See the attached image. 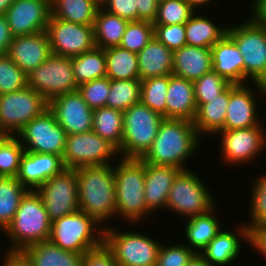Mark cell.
I'll list each match as a JSON object with an SVG mask.
<instances>
[{"instance_id": "obj_1", "label": "cell", "mask_w": 266, "mask_h": 266, "mask_svg": "<svg viewBox=\"0 0 266 266\" xmlns=\"http://www.w3.org/2000/svg\"><path fill=\"white\" fill-rule=\"evenodd\" d=\"M201 143L192 121L164 118L153 144L140 159L153 165L190 169L187 160L198 154Z\"/></svg>"}, {"instance_id": "obj_2", "label": "cell", "mask_w": 266, "mask_h": 266, "mask_svg": "<svg viewBox=\"0 0 266 266\" xmlns=\"http://www.w3.org/2000/svg\"><path fill=\"white\" fill-rule=\"evenodd\" d=\"M79 210L104 228L116 219L114 164L76 169Z\"/></svg>"}, {"instance_id": "obj_3", "label": "cell", "mask_w": 266, "mask_h": 266, "mask_svg": "<svg viewBox=\"0 0 266 266\" xmlns=\"http://www.w3.org/2000/svg\"><path fill=\"white\" fill-rule=\"evenodd\" d=\"M115 164L116 218L123 219L127 226L139 227L137 224H143L144 218L154 216L144 198L145 162L136 158H120Z\"/></svg>"}, {"instance_id": "obj_4", "label": "cell", "mask_w": 266, "mask_h": 266, "mask_svg": "<svg viewBox=\"0 0 266 266\" xmlns=\"http://www.w3.org/2000/svg\"><path fill=\"white\" fill-rule=\"evenodd\" d=\"M51 225L52 221L40 195L34 190H29L21 199L11 223L3 233H0H5L4 236L9 241V247L5 246V250L22 252L31 245L49 241Z\"/></svg>"}, {"instance_id": "obj_5", "label": "cell", "mask_w": 266, "mask_h": 266, "mask_svg": "<svg viewBox=\"0 0 266 266\" xmlns=\"http://www.w3.org/2000/svg\"><path fill=\"white\" fill-rule=\"evenodd\" d=\"M201 178L192 168L181 170L173 181L165 211L187 220L213 209L218 204L217 198Z\"/></svg>"}, {"instance_id": "obj_6", "label": "cell", "mask_w": 266, "mask_h": 266, "mask_svg": "<svg viewBox=\"0 0 266 266\" xmlns=\"http://www.w3.org/2000/svg\"><path fill=\"white\" fill-rule=\"evenodd\" d=\"M250 16V17H249ZM229 24L227 35L235 42L244 60V76L251 83L266 82V27L251 15ZM248 18V19H247ZM237 24V25H236Z\"/></svg>"}, {"instance_id": "obj_7", "label": "cell", "mask_w": 266, "mask_h": 266, "mask_svg": "<svg viewBox=\"0 0 266 266\" xmlns=\"http://www.w3.org/2000/svg\"><path fill=\"white\" fill-rule=\"evenodd\" d=\"M113 226L104 228L103 242L113 253L118 266H156L162 243L155 236L152 238L149 233L133 229L121 231Z\"/></svg>"}, {"instance_id": "obj_8", "label": "cell", "mask_w": 266, "mask_h": 266, "mask_svg": "<svg viewBox=\"0 0 266 266\" xmlns=\"http://www.w3.org/2000/svg\"><path fill=\"white\" fill-rule=\"evenodd\" d=\"M103 240L104 227L80 210L52 221L49 241L63 250L83 255Z\"/></svg>"}, {"instance_id": "obj_9", "label": "cell", "mask_w": 266, "mask_h": 266, "mask_svg": "<svg viewBox=\"0 0 266 266\" xmlns=\"http://www.w3.org/2000/svg\"><path fill=\"white\" fill-rule=\"evenodd\" d=\"M164 117L141 101L123 112L120 158L140 159L153 144Z\"/></svg>"}, {"instance_id": "obj_10", "label": "cell", "mask_w": 266, "mask_h": 266, "mask_svg": "<svg viewBox=\"0 0 266 266\" xmlns=\"http://www.w3.org/2000/svg\"><path fill=\"white\" fill-rule=\"evenodd\" d=\"M263 123L249 128L222 130L214 136H217L214 139L220 137L217 148L223 164L226 162L230 168H241L242 164L245 166L257 163L258 158L266 151V127Z\"/></svg>"}, {"instance_id": "obj_11", "label": "cell", "mask_w": 266, "mask_h": 266, "mask_svg": "<svg viewBox=\"0 0 266 266\" xmlns=\"http://www.w3.org/2000/svg\"><path fill=\"white\" fill-rule=\"evenodd\" d=\"M119 157L118 149L93 130L67 135L62 154L65 167L71 169L115 164Z\"/></svg>"}, {"instance_id": "obj_12", "label": "cell", "mask_w": 266, "mask_h": 266, "mask_svg": "<svg viewBox=\"0 0 266 266\" xmlns=\"http://www.w3.org/2000/svg\"><path fill=\"white\" fill-rule=\"evenodd\" d=\"M49 108V101L30 87L0 95V130L16 136Z\"/></svg>"}, {"instance_id": "obj_13", "label": "cell", "mask_w": 266, "mask_h": 266, "mask_svg": "<svg viewBox=\"0 0 266 266\" xmlns=\"http://www.w3.org/2000/svg\"><path fill=\"white\" fill-rule=\"evenodd\" d=\"M28 87L48 101L78 90L71 57L51 54L40 66L27 74Z\"/></svg>"}, {"instance_id": "obj_14", "label": "cell", "mask_w": 266, "mask_h": 266, "mask_svg": "<svg viewBox=\"0 0 266 266\" xmlns=\"http://www.w3.org/2000/svg\"><path fill=\"white\" fill-rule=\"evenodd\" d=\"M260 95L266 99V88L263 84H231L224 130L259 126L263 122L259 115V100H257L259 97L262 99Z\"/></svg>"}, {"instance_id": "obj_15", "label": "cell", "mask_w": 266, "mask_h": 266, "mask_svg": "<svg viewBox=\"0 0 266 266\" xmlns=\"http://www.w3.org/2000/svg\"><path fill=\"white\" fill-rule=\"evenodd\" d=\"M35 191L40 195L51 221L79 210L76 169L65 168Z\"/></svg>"}, {"instance_id": "obj_16", "label": "cell", "mask_w": 266, "mask_h": 266, "mask_svg": "<svg viewBox=\"0 0 266 266\" xmlns=\"http://www.w3.org/2000/svg\"><path fill=\"white\" fill-rule=\"evenodd\" d=\"M16 136L25 151L62 156L67 134L57 123L54 114L47 109L26 124Z\"/></svg>"}, {"instance_id": "obj_17", "label": "cell", "mask_w": 266, "mask_h": 266, "mask_svg": "<svg viewBox=\"0 0 266 266\" xmlns=\"http://www.w3.org/2000/svg\"><path fill=\"white\" fill-rule=\"evenodd\" d=\"M46 32L51 52L57 56L74 57L96 47L93 25H83L50 16Z\"/></svg>"}, {"instance_id": "obj_18", "label": "cell", "mask_w": 266, "mask_h": 266, "mask_svg": "<svg viewBox=\"0 0 266 266\" xmlns=\"http://www.w3.org/2000/svg\"><path fill=\"white\" fill-rule=\"evenodd\" d=\"M4 16L13 37L45 31L51 16V0H15Z\"/></svg>"}, {"instance_id": "obj_19", "label": "cell", "mask_w": 266, "mask_h": 266, "mask_svg": "<svg viewBox=\"0 0 266 266\" xmlns=\"http://www.w3.org/2000/svg\"><path fill=\"white\" fill-rule=\"evenodd\" d=\"M48 109L67 135L92 130L93 109L83 100L78 90L51 99Z\"/></svg>"}, {"instance_id": "obj_20", "label": "cell", "mask_w": 266, "mask_h": 266, "mask_svg": "<svg viewBox=\"0 0 266 266\" xmlns=\"http://www.w3.org/2000/svg\"><path fill=\"white\" fill-rule=\"evenodd\" d=\"M231 229L222 228L200 255L212 266H234L239 261L243 245L248 243V227L240 222ZM244 243V244H242ZM237 260V261H236Z\"/></svg>"}, {"instance_id": "obj_21", "label": "cell", "mask_w": 266, "mask_h": 266, "mask_svg": "<svg viewBox=\"0 0 266 266\" xmlns=\"http://www.w3.org/2000/svg\"><path fill=\"white\" fill-rule=\"evenodd\" d=\"M62 156L25 151L20 160L17 180L28 190H37L48 179L65 169Z\"/></svg>"}, {"instance_id": "obj_22", "label": "cell", "mask_w": 266, "mask_h": 266, "mask_svg": "<svg viewBox=\"0 0 266 266\" xmlns=\"http://www.w3.org/2000/svg\"><path fill=\"white\" fill-rule=\"evenodd\" d=\"M51 54L49 37L45 30L32 35L13 37L6 55L28 74Z\"/></svg>"}, {"instance_id": "obj_23", "label": "cell", "mask_w": 266, "mask_h": 266, "mask_svg": "<svg viewBox=\"0 0 266 266\" xmlns=\"http://www.w3.org/2000/svg\"><path fill=\"white\" fill-rule=\"evenodd\" d=\"M181 169L173 166L145 163L144 198L147 208L155 212L166 208V203L173 181Z\"/></svg>"}, {"instance_id": "obj_24", "label": "cell", "mask_w": 266, "mask_h": 266, "mask_svg": "<svg viewBox=\"0 0 266 266\" xmlns=\"http://www.w3.org/2000/svg\"><path fill=\"white\" fill-rule=\"evenodd\" d=\"M212 69L231 84L251 83L244 76V60L235 42L226 34L211 48Z\"/></svg>"}, {"instance_id": "obj_25", "label": "cell", "mask_w": 266, "mask_h": 266, "mask_svg": "<svg viewBox=\"0 0 266 266\" xmlns=\"http://www.w3.org/2000/svg\"><path fill=\"white\" fill-rule=\"evenodd\" d=\"M219 206L217 204L209 212L183 221L185 225L182 226L184 227L182 236H185L186 240L185 242L183 239V243L195 253L200 254L224 227L222 221L218 220L220 219L218 215L221 214L217 210Z\"/></svg>"}, {"instance_id": "obj_26", "label": "cell", "mask_w": 266, "mask_h": 266, "mask_svg": "<svg viewBox=\"0 0 266 266\" xmlns=\"http://www.w3.org/2000/svg\"><path fill=\"white\" fill-rule=\"evenodd\" d=\"M196 110L194 83L174 74L169 75L166 94V118L193 121Z\"/></svg>"}, {"instance_id": "obj_27", "label": "cell", "mask_w": 266, "mask_h": 266, "mask_svg": "<svg viewBox=\"0 0 266 266\" xmlns=\"http://www.w3.org/2000/svg\"><path fill=\"white\" fill-rule=\"evenodd\" d=\"M211 70V48L185 45L173 51L174 75L194 82Z\"/></svg>"}, {"instance_id": "obj_28", "label": "cell", "mask_w": 266, "mask_h": 266, "mask_svg": "<svg viewBox=\"0 0 266 266\" xmlns=\"http://www.w3.org/2000/svg\"><path fill=\"white\" fill-rule=\"evenodd\" d=\"M140 80L173 74V51L155 37L139 52Z\"/></svg>"}, {"instance_id": "obj_29", "label": "cell", "mask_w": 266, "mask_h": 266, "mask_svg": "<svg viewBox=\"0 0 266 266\" xmlns=\"http://www.w3.org/2000/svg\"><path fill=\"white\" fill-rule=\"evenodd\" d=\"M228 102L229 87L210 102L196 104L197 110L192 122L201 139L206 136L214 137L218 132L224 130ZM202 136L204 137L202 138Z\"/></svg>"}, {"instance_id": "obj_30", "label": "cell", "mask_w": 266, "mask_h": 266, "mask_svg": "<svg viewBox=\"0 0 266 266\" xmlns=\"http://www.w3.org/2000/svg\"><path fill=\"white\" fill-rule=\"evenodd\" d=\"M196 11L185 24L186 44L189 46L212 48L226 34L228 24H217L205 12ZM221 25V26H220Z\"/></svg>"}, {"instance_id": "obj_31", "label": "cell", "mask_w": 266, "mask_h": 266, "mask_svg": "<svg viewBox=\"0 0 266 266\" xmlns=\"http://www.w3.org/2000/svg\"><path fill=\"white\" fill-rule=\"evenodd\" d=\"M22 253L32 266H81L82 254L63 250L50 241L39 242L24 249Z\"/></svg>"}, {"instance_id": "obj_32", "label": "cell", "mask_w": 266, "mask_h": 266, "mask_svg": "<svg viewBox=\"0 0 266 266\" xmlns=\"http://www.w3.org/2000/svg\"><path fill=\"white\" fill-rule=\"evenodd\" d=\"M128 22L100 6L93 25L96 47L107 49L119 46Z\"/></svg>"}, {"instance_id": "obj_33", "label": "cell", "mask_w": 266, "mask_h": 266, "mask_svg": "<svg viewBox=\"0 0 266 266\" xmlns=\"http://www.w3.org/2000/svg\"><path fill=\"white\" fill-rule=\"evenodd\" d=\"M100 0H51V15L68 22L94 25Z\"/></svg>"}, {"instance_id": "obj_34", "label": "cell", "mask_w": 266, "mask_h": 266, "mask_svg": "<svg viewBox=\"0 0 266 266\" xmlns=\"http://www.w3.org/2000/svg\"><path fill=\"white\" fill-rule=\"evenodd\" d=\"M106 76L110 80L140 79L137 53L121 46L105 49Z\"/></svg>"}, {"instance_id": "obj_35", "label": "cell", "mask_w": 266, "mask_h": 266, "mask_svg": "<svg viewBox=\"0 0 266 266\" xmlns=\"http://www.w3.org/2000/svg\"><path fill=\"white\" fill-rule=\"evenodd\" d=\"M92 130L119 151L123 135V112L109 107L94 109Z\"/></svg>"}, {"instance_id": "obj_36", "label": "cell", "mask_w": 266, "mask_h": 266, "mask_svg": "<svg viewBox=\"0 0 266 266\" xmlns=\"http://www.w3.org/2000/svg\"><path fill=\"white\" fill-rule=\"evenodd\" d=\"M71 59L78 86L106 76L105 49L95 47Z\"/></svg>"}, {"instance_id": "obj_37", "label": "cell", "mask_w": 266, "mask_h": 266, "mask_svg": "<svg viewBox=\"0 0 266 266\" xmlns=\"http://www.w3.org/2000/svg\"><path fill=\"white\" fill-rule=\"evenodd\" d=\"M29 190L15 177H0V232L11 223L21 199Z\"/></svg>"}, {"instance_id": "obj_38", "label": "cell", "mask_w": 266, "mask_h": 266, "mask_svg": "<svg viewBox=\"0 0 266 266\" xmlns=\"http://www.w3.org/2000/svg\"><path fill=\"white\" fill-rule=\"evenodd\" d=\"M141 80H110L106 107L124 112L140 102Z\"/></svg>"}, {"instance_id": "obj_39", "label": "cell", "mask_w": 266, "mask_h": 266, "mask_svg": "<svg viewBox=\"0 0 266 266\" xmlns=\"http://www.w3.org/2000/svg\"><path fill=\"white\" fill-rule=\"evenodd\" d=\"M250 184L248 217L243 223L250 228L266 227V172L263 175L254 176ZM251 197V199H250ZM250 211V212H249Z\"/></svg>"}, {"instance_id": "obj_40", "label": "cell", "mask_w": 266, "mask_h": 266, "mask_svg": "<svg viewBox=\"0 0 266 266\" xmlns=\"http://www.w3.org/2000/svg\"><path fill=\"white\" fill-rule=\"evenodd\" d=\"M169 75L147 78L141 81L140 101L166 118V94Z\"/></svg>"}, {"instance_id": "obj_41", "label": "cell", "mask_w": 266, "mask_h": 266, "mask_svg": "<svg viewBox=\"0 0 266 266\" xmlns=\"http://www.w3.org/2000/svg\"><path fill=\"white\" fill-rule=\"evenodd\" d=\"M196 12L185 0H159L157 15L153 24L185 25Z\"/></svg>"}, {"instance_id": "obj_42", "label": "cell", "mask_w": 266, "mask_h": 266, "mask_svg": "<svg viewBox=\"0 0 266 266\" xmlns=\"http://www.w3.org/2000/svg\"><path fill=\"white\" fill-rule=\"evenodd\" d=\"M25 150L17 136H7L0 144V177H17Z\"/></svg>"}, {"instance_id": "obj_43", "label": "cell", "mask_w": 266, "mask_h": 266, "mask_svg": "<svg viewBox=\"0 0 266 266\" xmlns=\"http://www.w3.org/2000/svg\"><path fill=\"white\" fill-rule=\"evenodd\" d=\"M154 37V24L149 21L128 22L119 46L139 53Z\"/></svg>"}, {"instance_id": "obj_44", "label": "cell", "mask_w": 266, "mask_h": 266, "mask_svg": "<svg viewBox=\"0 0 266 266\" xmlns=\"http://www.w3.org/2000/svg\"><path fill=\"white\" fill-rule=\"evenodd\" d=\"M193 83L196 104L210 102L211 99L216 98L231 85L227 79L213 69Z\"/></svg>"}, {"instance_id": "obj_45", "label": "cell", "mask_w": 266, "mask_h": 266, "mask_svg": "<svg viewBox=\"0 0 266 266\" xmlns=\"http://www.w3.org/2000/svg\"><path fill=\"white\" fill-rule=\"evenodd\" d=\"M27 86V74L6 54L0 55V95L17 92Z\"/></svg>"}, {"instance_id": "obj_46", "label": "cell", "mask_w": 266, "mask_h": 266, "mask_svg": "<svg viewBox=\"0 0 266 266\" xmlns=\"http://www.w3.org/2000/svg\"><path fill=\"white\" fill-rule=\"evenodd\" d=\"M78 92L91 109L106 107L110 92V79L105 76L78 86Z\"/></svg>"}, {"instance_id": "obj_47", "label": "cell", "mask_w": 266, "mask_h": 266, "mask_svg": "<svg viewBox=\"0 0 266 266\" xmlns=\"http://www.w3.org/2000/svg\"><path fill=\"white\" fill-rule=\"evenodd\" d=\"M171 244L166 241L161 244L156 266H186L196 254L182 242L176 240Z\"/></svg>"}, {"instance_id": "obj_48", "label": "cell", "mask_w": 266, "mask_h": 266, "mask_svg": "<svg viewBox=\"0 0 266 266\" xmlns=\"http://www.w3.org/2000/svg\"><path fill=\"white\" fill-rule=\"evenodd\" d=\"M154 37L171 51H176L186 44L185 25L154 24Z\"/></svg>"}, {"instance_id": "obj_49", "label": "cell", "mask_w": 266, "mask_h": 266, "mask_svg": "<svg viewBox=\"0 0 266 266\" xmlns=\"http://www.w3.org/2000/svg\"><path fill=\"white\" fill-rule=\"evenodd\" d=\"M101 7L116 16L130 21H138L136 0H100Z\"/></svg>"}, {"instance_id": "obj_50", "label": "cell", "mask_w": 266, "mask_h": 266, "mask_svg": "<svg viewBox=\"0 0 266 266\" xmlns=\"http://www.w3.org/2000/svg\"><path fill=\"white\" fill-rule=\"evenodd\" d=\"M81 266H118L111 250L103 242L82 256Z\"/></svg>"}, {"instance_id": "obj_51", "label": "cell", "mask_w": 266, "mask_h": 266, "mask_svg": "<svg viewBox=\"0 0 266 266\" xmlns=\"http://www.w3.org/2000/svg\"><path fill=\"white\" fill-rule=\"evenodd\" d=\"M249 248L255 249V253H260L266 261V227H257L248 229Z\"/></svg>"}, {"instance_id": "obj_52", "label": "cell", "mask_w": 266, "mask_h": 266, "mask_svg": "<svg viewBox=\"0 0 266 266\" xmlns=\"http://www.w3.org/2000/svg\"><path fill=\"white\" fill-rule=\"evenodd\" d=\"M159 0H136V7L138 9V21L154 22Z\"/></svg>"}, {"instance_id": "obj_53", "label": "cell", "mask_w": 266, "mask_h": 266, "mask_svg": "<svg viewBox=\"0 0 266 266\" xmlns=\"http://www.w3.org/2000/svg\"><path fill=\"white\" fill-rule=\"evenodd\" d=\"M1 266H32L30 261L22 252L3 251Z\"/></svg>"}, {"instance_id": "obj_54", "label": "cell", "mask_w": 266, "mask_h": 266, "mask_svg": "<svg viewBox=\"0 0 266 266\" xmlns=\"http://www.w3.org/2000/svg\"><path fill=\"white\" fill-rule=\"evenodd\" d=\"M13 35L4 15H0V55L7 54Z\"/></svg>"}, {"instance_id": "obj_55", "label": "cell", "mask_w": 266, "mask_h": 266, "mask_svg": "<svg viewBox=\"0 0 266 266\" xmlns=\"http://www.w3.org/2000/svg\"><path fill=\"white\" fill-rule=\"evenodd\" d=\"M250 7V15L260 24L266 27V0H253Z\"/></svg>"}, {"instance_id": "obj_56", "label": "cell", "mask_w": 266, "mask_h": 266, "mask_svg": "<svg viewBox=\"0 0 266 266\" xmlns=\"http://www.w3.org/2000/svg\"><path fill=\"white\" fill-rule=\"evenodd\" d=\"M193 9H195L196 11L199 9L201 12L203 11L204 8L210 6V3L212 5H218L219 2H215L214 0H185ZM217 1V0H215ZM214 3V4H213Z\"/></svg>"}, {"instance_id": "obj_57", "label": "cell", "mask_w": 266, "mask_h": 266, "mask_svg": "<svg viewBox=\"0 0 266 266\" xmlns=\"http://www.w3.org/2000/svg\"><path fill=\"white\" fill-rule=\"evenodd\" d=\"M186 266H212L198 253H196Z\"/></svg>"}, {"instance_id": "obj_58", "label": "cell", "mask_w": 266, "mask_h": 266, "mask_svg": "<svg viewBox=\"0 0 266 266\" xmlns=\"http://www.w3.org/2000/svg\"><path fill=\"white\" fill-rule=\"evenodd\" d=\"M15 0H0V15H4Z\"/></svg>"}, {"instance_id": "obj_59", "label": "cell", "mask_w": 266, "mask_h": 266, "mask_svg": "<svg viewBox=\"0 0 266 266\" xmlns=\"http://www.w3.org/2000/svg\"><path fill=\"white\" fill-rule=\"evenodd\" d=\"M7 136L8 135L5 132L0 130V144Z\"/></svg>"}]
</instances>
